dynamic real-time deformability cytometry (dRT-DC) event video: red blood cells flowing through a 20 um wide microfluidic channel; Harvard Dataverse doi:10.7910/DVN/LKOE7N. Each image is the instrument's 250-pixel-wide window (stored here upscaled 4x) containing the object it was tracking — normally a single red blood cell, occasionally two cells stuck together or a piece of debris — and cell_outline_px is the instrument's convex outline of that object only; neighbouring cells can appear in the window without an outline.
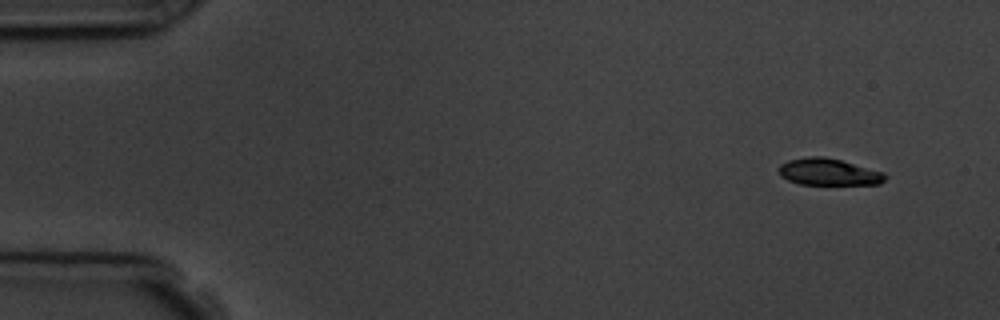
{"species": "common noctule bat (a hibernating species)", "species_latin": "Nyctalus noctula", "temperature_condition": "room temperature", "stored_images_in_passage": 5, "camera_frame_rate_fps": 3000, "um_per_image_px": 0.085, "animal": {"sex": "male", "body_mass_g": 19.5, "forearm_length_mm": 54.6}, "frame": {"image": 1, "passage_image": 1, "time_ms": 0.0, "image_size_px": [1000, 320], "cell_outline_px": [[888, 176], [880, 184], [800, 184], [788, 180], [780, 176], [776, 168], [780, 164], [788, 160], [808, 156], [824, 156], [840, 160], [884, 172]], "centroid_in_image_um": [70.39, 14.61], "position_along_channel_um": 14.6, "area_um2": 16.7}}
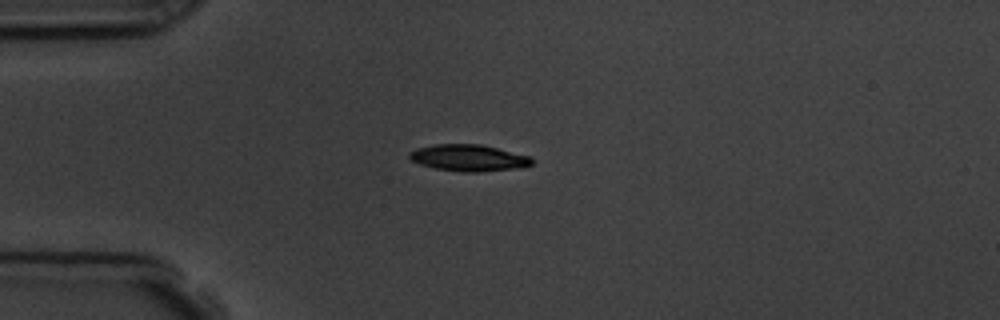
{"frame": {"image": 2, "passage_image": 4, "time_ms": 3.333, "image_size_px": [1000, 320], "cell_outline_px": [[532, 164], [524, 168], [480, 172], [464, 172], [436, 168], [420, 164], [412, 160], [408, 156], [408, 152], [416, 148], [436, 144], [480, 144], [528, 156], [532, 160]], "centroid_in_image_um": [39.83, 13.42], "position_along_channel_um": 45.2, "area_um2": 18.9}}
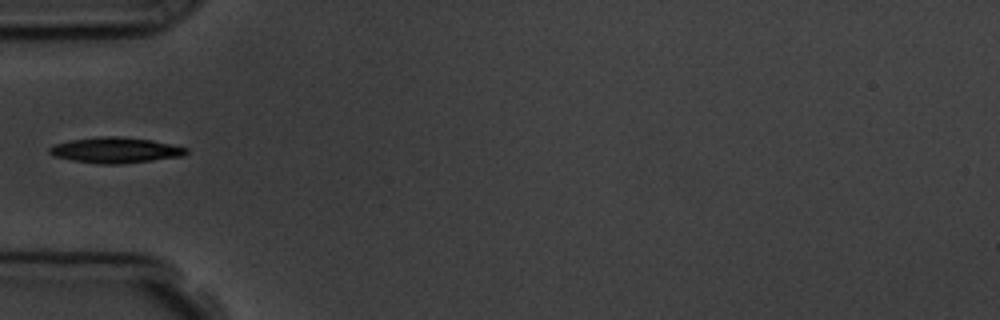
{"frame": {"image": 3, "passage_image": 5, "time_ms": 4.667, "image_size_px": [1000, 320], "cell_outline_px": [[188, 152], [184, 156], [120, 164], [100, 164], [72, 160], [52, 156], [48, 152], [48, 148], [52, 144], [72, 140], [100, 136], [120, 136], [152, 140], [188, 148]], "centroid_in_image_um": [9.78, 12.76], "position_along_channel_um": 75.2, "area_um2": 20.52}}